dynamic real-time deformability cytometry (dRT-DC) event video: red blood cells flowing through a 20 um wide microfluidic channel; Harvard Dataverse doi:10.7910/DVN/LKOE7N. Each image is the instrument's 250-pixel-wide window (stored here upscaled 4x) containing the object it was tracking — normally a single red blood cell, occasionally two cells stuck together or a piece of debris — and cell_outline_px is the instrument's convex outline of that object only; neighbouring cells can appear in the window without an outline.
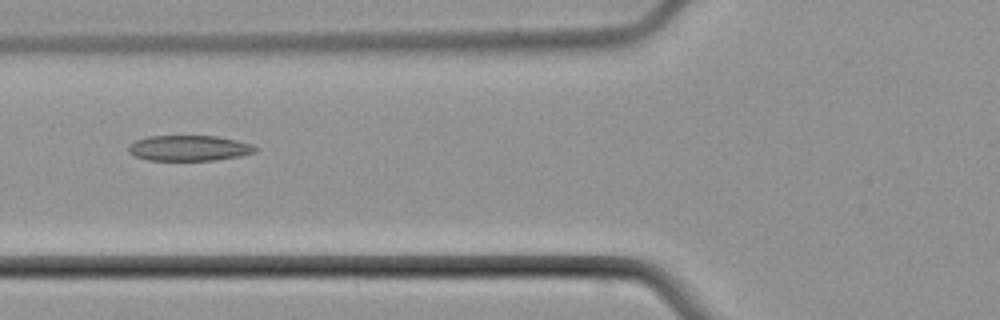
{"species": "common noctule bat (a hibernating species)", "species_latin": "Nyctalus noctula", "temperature_condition": "cold", "stored_images_in_passage": 6, "camera_frame_rate_fps": 3000, "um_per_image_px": 0.085, "animal": {"sex": "male", "body_mass_g": 21.5, "forearm_length_mm": 52.0}, "frame": {"image": 1, "passage_image": 5, "time_ms": 5.667, "image_size_px": [1000, 320], "cell_outline_px": [[260, 148], [256, 152], [240, 156], [216, 160], [148, 160], [136, 156], [128, 152], [128, 148], [136, 140], [148, 136], [216, 136], [236, 140], [252, 144]], "centroid_in_image_um": [16.12, 12.59], "position_along_channel_um": 109.7, "area_um2": 18.84}}
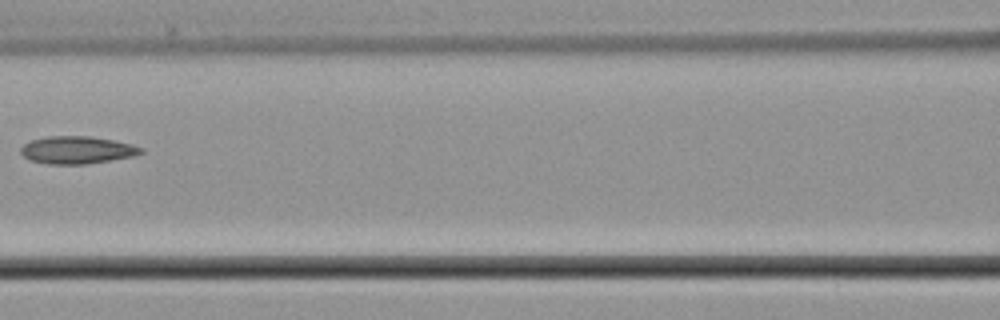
{"frame": {"image": 2, "passage_image": 6, "time_ms": 7.0, "image_size_px": [1000, 320], "cell_outline_px": [[144, 152], [132, 156], [84, 164], [48, 164], [32, 160], [24, 156], [20, 152], [20, 148], [24, 144], [32, 140], [48, 136], [92, 136], [132, 144], [144, 148]], "centroid_in_image_um": [6.55, 12.74], "position_along_channel_um": 160.0, "area_um2": 19.07}}